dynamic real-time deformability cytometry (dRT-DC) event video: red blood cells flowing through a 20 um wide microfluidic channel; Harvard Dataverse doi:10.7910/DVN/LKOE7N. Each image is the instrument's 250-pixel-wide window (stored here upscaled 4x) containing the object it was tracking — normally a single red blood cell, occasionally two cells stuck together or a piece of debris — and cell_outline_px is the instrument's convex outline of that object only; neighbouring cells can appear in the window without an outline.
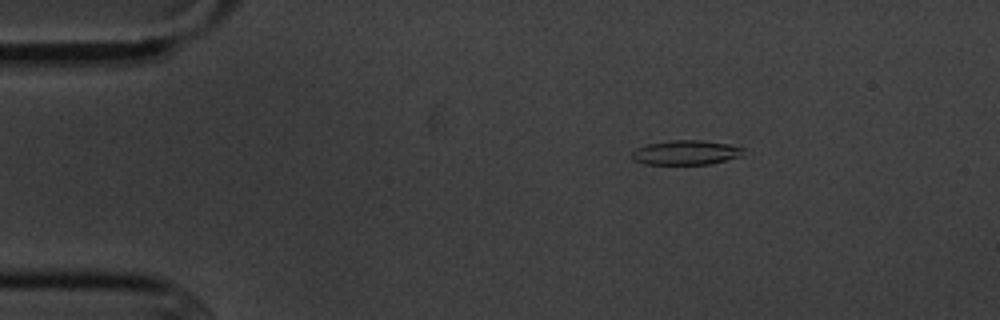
{"species": "common noctule bat (a hibernating species)", "species_latin": "Nyctalus noctula", "temperature_condition": "cold", "stored_images_in_passage": 9, "camera_frame_rate_fps": 3000, "um_per_image_px": 0.085, "animal": {"sex": "male", "body_mass_g": 20.1, "forearm_length_mm": 53.5}, "frame": {"image": 1, "passage_image": 3, "time_ms": 2.333, "image_size_px": [1000, 320], "cell_outline_px": [[744, 148], [740, 156], [708, 164], [644, 164], [632, 160], [632, 152], [636, 148], [648, 144], [672, 140], [704, 140], [728, 144]], "centroid_in_image_um": [58.25, 12.96], "position_along_channel_um": 26.7, "area_um2": 15.78}}
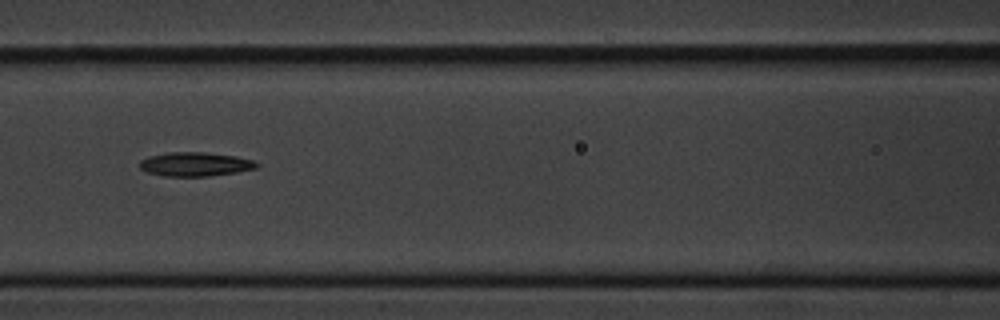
{"frame": {"image": 2, "passage_image": 7, "time_ms": 7.333, "image_size_px": [1000, 320], "cell_outline_px": [[260, 164], [256, 168], [236, 172], [208, 176], [164, 176], [148, 172], [140, 168], [140, 160], [148, 156], [168, 152], [204, 152], [236, 156], [252, 160]], "centroid_in_image_um": [16.58, 13.95], "position_along_channel_um": 150.0, "area_um2": 16.3}}
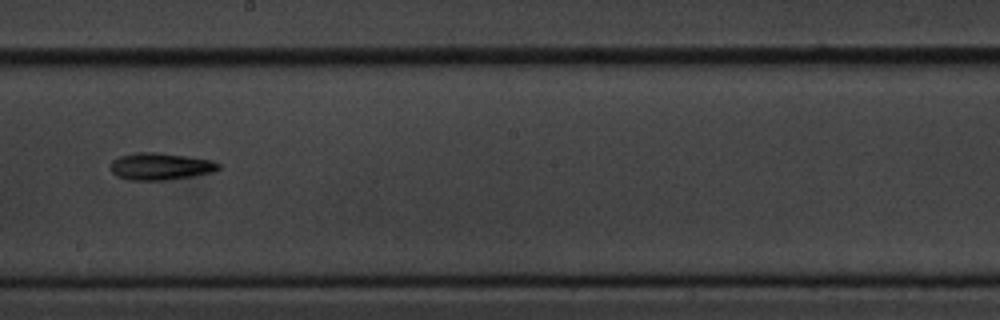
{"frame": {"image": 3, "passage_image": 9, "time_ms": 9.667, "image_size_px": [1000, 320], "cell_outline_px": [[220, 168], [212, 172], [192, 176], [164, 180], [128, 180], [116, 176], [112, 172], [112, 160], [120, 156], [136, 152], [160, 152], [208, 160], [220, 164]], "centroid_in_image_um": [13.59, 14.14], "position_along_channel_um": 234.6, "area_um2": 16.82}}